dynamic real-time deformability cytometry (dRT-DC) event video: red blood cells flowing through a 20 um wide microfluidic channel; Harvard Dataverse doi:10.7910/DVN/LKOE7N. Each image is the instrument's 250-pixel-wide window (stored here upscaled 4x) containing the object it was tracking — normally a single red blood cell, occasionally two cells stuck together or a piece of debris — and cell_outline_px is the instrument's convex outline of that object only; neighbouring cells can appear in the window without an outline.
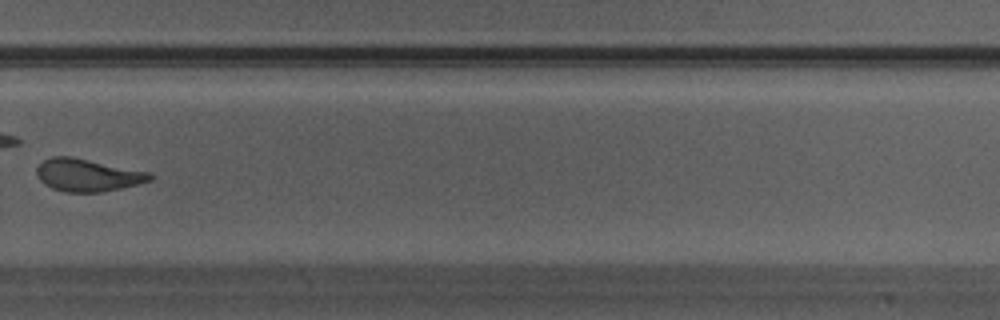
{"species": "Egyptian fruit bat (a non-hibernating species)", "species_latin": "Rousettus aegyptiacus", "temperature_condition": "warm", "stored_images_in_passage": 22, "camera_frame_rate_fps": 3000, "um_per_image_px": 0.085, "animal": {"sex": "male"}, "frame": {"image": 1, "passage_image": 16, "time_ms": 5.0, "image_size_px": [1000, 320], "cell_outline_px": [[152, 180], [104, 192], [64, 192], [52, 188], [44, 184], [40, 180], [36, 172], [36, 168], [44, 160], [52, 156], [72, 156], [152, 172]], "centroid_in_image_um": [7.45, 14.87], "position_along_channel_um": 322.4, "area_um2": 21.62}}